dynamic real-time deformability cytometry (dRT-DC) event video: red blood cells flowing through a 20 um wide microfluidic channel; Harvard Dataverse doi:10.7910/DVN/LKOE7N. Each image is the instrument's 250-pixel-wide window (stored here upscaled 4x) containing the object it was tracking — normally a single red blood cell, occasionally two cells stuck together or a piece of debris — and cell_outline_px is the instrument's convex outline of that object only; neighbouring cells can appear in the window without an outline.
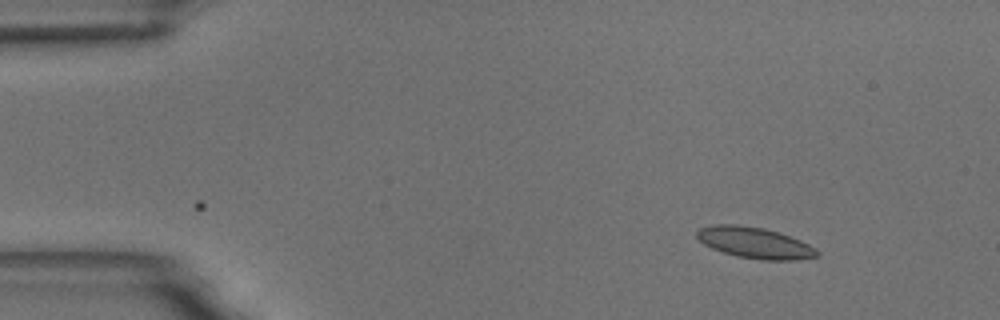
{"species": "common noctule bat (a hibernating species)", "species_latin": "Nyctalus noctula", "temperature_condition": "room temperature", "stored_images_in_passage": 52, "camera_frame_rate_fps": 3000, "um_per_image_px": 0.085, "animal": {"sex": "male", "body_mass_g": 18.8}, "frame": {"image": 1, "passage_image": 1, "time_ms": 0.0, "image_size_px": [1000, 320], "cell_outline_px": [[820, 256], [796, 260], [764, 260], [736, 256], [712, 248], [704, 244], [696, 236], [696, 232], [700, 228], [712, 224], [736, 224], [764, 228], [800, 240], [816, 248], [820, 252]], "centroid_in_image_um": [64.16, 20.64], "position_along_channel_um": 20.8, "area_um2": 21.73}}
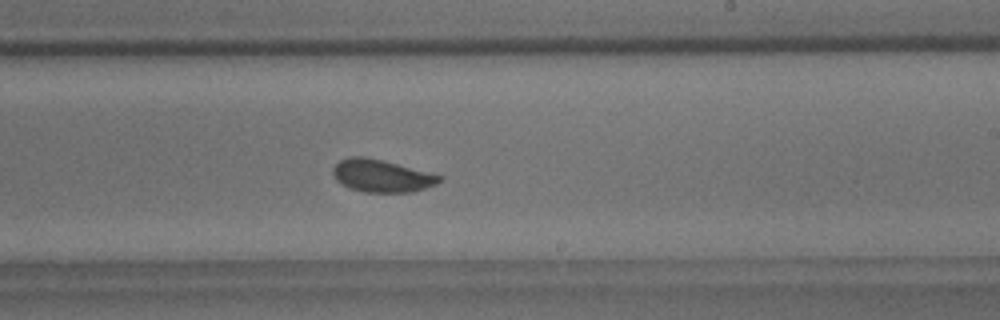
{"frame": {"image": 2, "passage_image": 29, "time_ms": 9.333, "image_size_px": [1000, 320], "cell_outline_px": [[444, 180], [436, 184], [412, 192], [364, 192], [352, 188], [336, 180], [332, 172], [332, 168], [340, 160], [348, 156], [364, 156], [384, 160], [444, 176]], "centroid_in_image_um": [32.46, 14.93], "position_along_channel_um": 256.5, "area_um2": 20.23}}
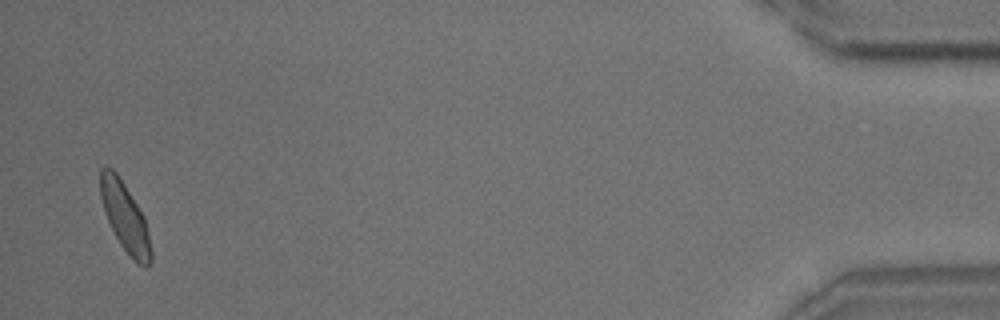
{"frame": {"image": 3, "passage_image": 51, "time_ms": 16.667, "image_size_px": [1000, 320], "cell_outline_px": [[152, 264], [148, 268], [144, 268], [132, 260], [120, 244], [104, 212], [100, 196], [100, 168], [104, 164], [112, 168], [116, 172], [124, 184], [144, 216], [148, 232], [152, 252]], "centroid_in_image_um": [10.64, 18.49], "position_along_channel_um": 424.6, "area_um2": 20.46}, "authors_computed_cell_mechanics": {"area_um2": 20.3745, "velocity_mm_per_s": 3.4453, "shape_relaxation_time_tau1_ms": 3.1226, "shape_relaxation_time_tau2_ms": 1.5743, "deformation_change_tau1": 0.0902, "deformation_change_tau2": 0.0545}}